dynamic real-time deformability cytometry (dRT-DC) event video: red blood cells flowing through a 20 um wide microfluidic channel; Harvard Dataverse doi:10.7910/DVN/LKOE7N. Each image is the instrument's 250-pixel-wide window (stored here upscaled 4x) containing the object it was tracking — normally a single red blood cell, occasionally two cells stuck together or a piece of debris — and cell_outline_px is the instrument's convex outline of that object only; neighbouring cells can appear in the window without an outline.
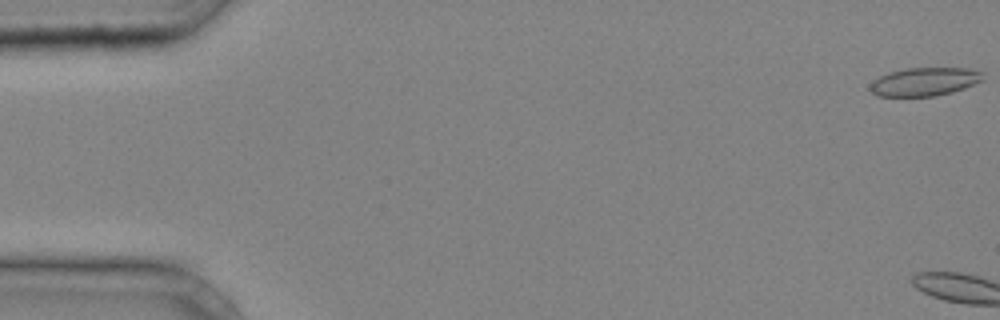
{"species": "common noctule bat (a hibernating species)", "species_latin": "Nyctalus noctula", "temperature_condition": "cold", "stored_images_in_passage": 3, "camera_frame_rate_fps": 3000, "um_per_image_px": 0.085, "animal": {"sex": "male", "body_mass_g": 20.4}, "frame": {"image": 1, "passage_image": 1, "time_ms": 0.0, "image_size_px": [1000, 320], "cell_outline_px": [[984, 80], [964, 88], [952, 92], [932, 96], [876, 96], [868, 88], [872, 80], [888, 72], [904, 68], [968, 68], [984, 72]], "centroid_in_image_um": [78.58, 6.93], "position_along_channel_um": 6.4, "area_um2": 18.84}}